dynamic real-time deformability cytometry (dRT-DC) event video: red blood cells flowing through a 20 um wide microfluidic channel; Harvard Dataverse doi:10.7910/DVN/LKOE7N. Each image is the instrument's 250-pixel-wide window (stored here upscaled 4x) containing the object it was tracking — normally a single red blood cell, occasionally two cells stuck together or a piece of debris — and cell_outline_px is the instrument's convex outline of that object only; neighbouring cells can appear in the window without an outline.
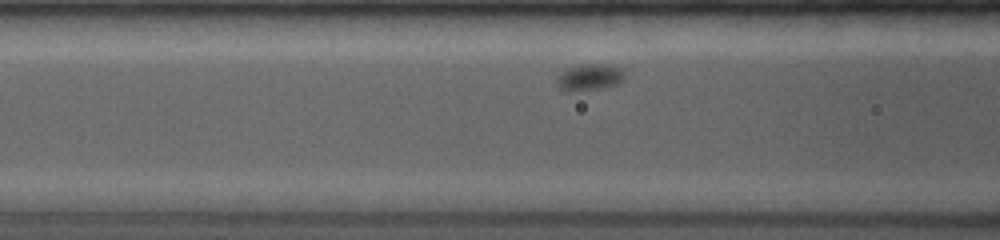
{"species": "common noctule bat (a hibernating species)", "species_latin": "Nyctalus noctula", "temperature_condition": "room temperature", "stored_images_in_passage": 21, "camera_frame_rate_fps": 4000, "um_per_image_px": 0.085, "animal": {"sex": "female", "body_mass_g": 19.0, "forearm_length_mm": 53.3}, "frame": {"image": 1, "passage_image": 9, "time_ms": 1.75, "image_size_px": [1000, 240], "cell_outline_px": [[624, 80], [616, 84], [596, 88], [560, 88], [556, 84], [556, 76], [564, 68], [584, 64], [608, 64], [620, 68], [624, 72]], "centroid_in_image_um": [50.11, 6.49], "position_along_channel_um": 116.5, "area_um2": 10.0}}
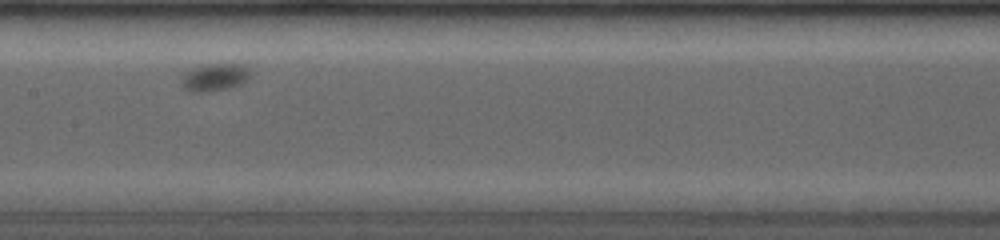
{"frame": {"image": 2, "passage_image": 18, "time_ms": 3.75, "image_size_px": [1000, 240], "cell_outline_px": [[252, 72], [248, 80], [240, 84], [228, 88], [204, 92], [192, 92], [184, 88], [180, 80], [192, 68], [200, 64], [248, 64]], "centroid_in_image_um": [18.31, 6.54], "position_along_channel_um": 189.1, "area_um2": 11.21}}